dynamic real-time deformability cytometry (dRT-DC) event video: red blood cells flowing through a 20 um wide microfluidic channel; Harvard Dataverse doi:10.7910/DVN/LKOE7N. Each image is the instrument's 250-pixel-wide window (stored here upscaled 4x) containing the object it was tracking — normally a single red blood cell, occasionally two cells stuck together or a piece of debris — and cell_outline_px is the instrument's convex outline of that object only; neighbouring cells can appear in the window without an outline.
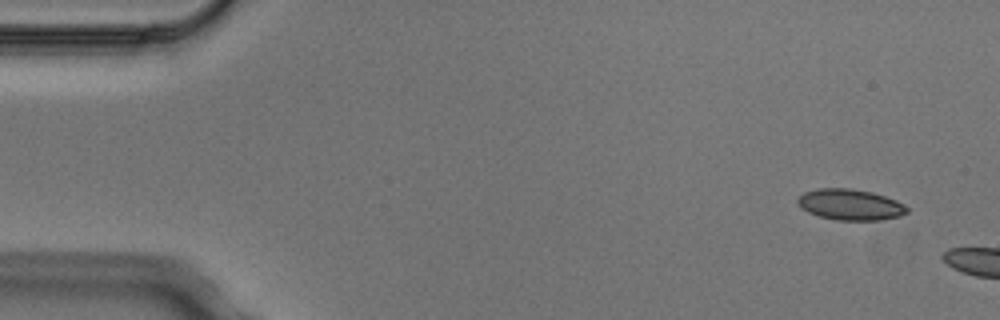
{"species": "Egyptian fruit bat (a non-hibernating species)", "species_latin": "Rousettus aegyptiacus", "temperature_condition": "cold", "stored_images_in_passage": 4, "camera_frame_rate_fps": 3000, "um_per_image_px": 0.085, "animal": {"sex": "male"}, "frame": {"image": 1, "passage_image": 1, "time_ms": 0.0, "image_size_px": [1000, 320], "cell_outline_px": [[908, 212], [900, 216], [880, 220], [836, 220], [820, 216], [808, 212], [800, 208], [796, 200], [804, 192], [816, 188], [852, 188], [872, 192], [896, 200], [904, 204], [908, 208]], "centroid_in_image_um": [72.26, 17.38], "position_along_channel_um": 12.7, "area_um2": 19.83}}